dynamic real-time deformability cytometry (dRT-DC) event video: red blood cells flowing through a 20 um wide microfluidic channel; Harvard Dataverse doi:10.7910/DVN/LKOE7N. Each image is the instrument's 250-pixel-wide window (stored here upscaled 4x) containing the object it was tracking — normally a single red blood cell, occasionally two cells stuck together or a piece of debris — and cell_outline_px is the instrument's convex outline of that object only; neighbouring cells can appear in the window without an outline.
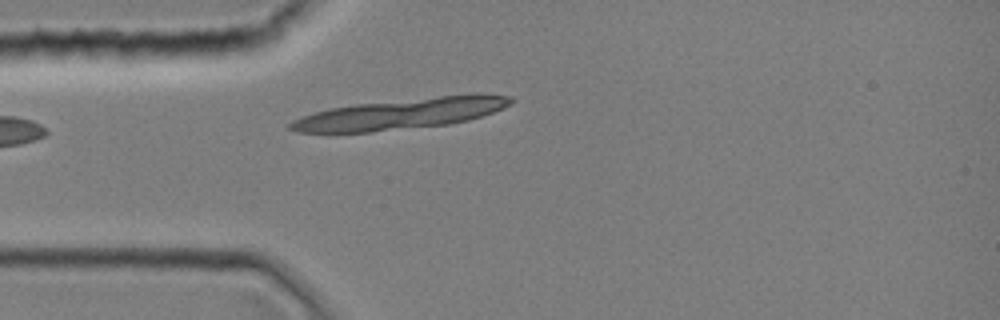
{"species": "common noctule bat (a hibernating species)", "species_latin": "Nyctalus noctula", "temperature_condition": "room temperature", "stored_images_in_passage": 9, "camera_frame_rate_fps": 3000, "um_per_image_px": 0.085, "animal": {"sex": "female", "body_mass_g": 19.0, "forearm_length_mm": 51.5}, "frame": {"image": 1, "passage_image": 1, "time_ms": 0.0, "image_size_px": [1000, 320], "cell_outline_px": [[516, 100], [512, 104], [492, 112], [468, 120], [448, 124], [372, 132], [296, 132], [288, 128], [288, 124], [292, 120], [300, 116], [332, 108], [356, 104], [476, 92], [480, 92], [512, 96]], "centroid_in_image_um": [34.14, 9.65], "position_along_channel_um": 50.9, "area_um2": 39.77}}